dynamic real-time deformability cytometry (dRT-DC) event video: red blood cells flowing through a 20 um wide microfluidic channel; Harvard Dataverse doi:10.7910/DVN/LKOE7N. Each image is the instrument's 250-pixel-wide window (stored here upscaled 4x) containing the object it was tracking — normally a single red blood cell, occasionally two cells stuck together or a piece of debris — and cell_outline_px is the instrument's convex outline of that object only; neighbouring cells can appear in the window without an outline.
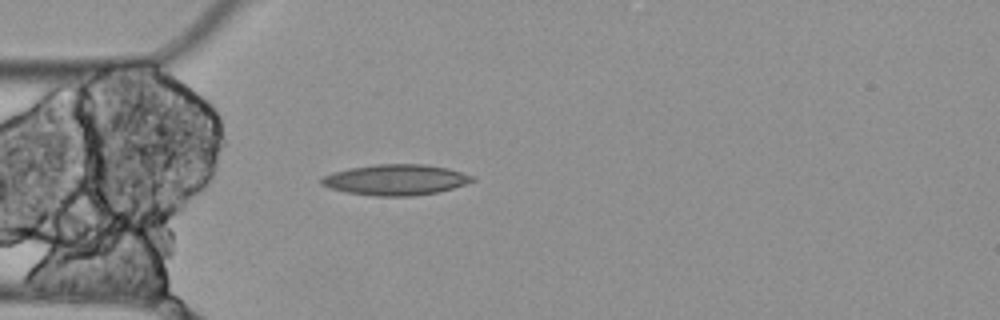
{"species": "Egyptian fruit bat (a non-hibernating species)", "species_latin": "Rousettus aegyptiacus", "temperature_condition": "cold", "stored_images_in_passage": 4, "camera_frame_rate_fps": 3000, "um_per_image_px": 0.085, "animal": {"sex": "female"}, "frame": {"image": 1, "passage_image": 4, "time_ms": 1.0, "image_size_px": [1000, 320], "cell_outline_px": [[476, 180], [452, 188], [436, 192], [412, 196], [376, 196], [344, 192], [328, 188], [320, 184], [320, 180], [324, 176], [332, 172], [348, 168], [376, 164], [428, 164], [448, 168], [476, 176]], "centroid_in_image_um": [33.62, 15.27], "position_along_channel_um": 51.4, "area_um2": 27.22}}